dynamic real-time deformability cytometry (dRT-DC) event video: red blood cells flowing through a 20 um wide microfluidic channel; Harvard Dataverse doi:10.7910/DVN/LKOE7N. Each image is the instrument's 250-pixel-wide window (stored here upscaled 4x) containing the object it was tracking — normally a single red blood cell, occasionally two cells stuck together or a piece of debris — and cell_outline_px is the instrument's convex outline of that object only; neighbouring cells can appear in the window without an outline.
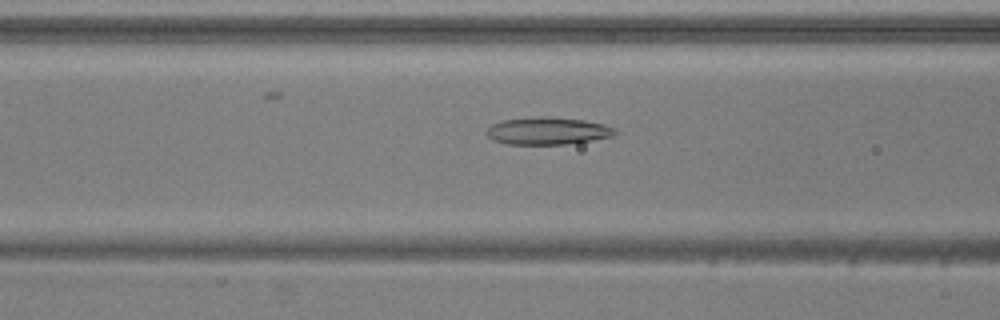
{"species": "common noctule bat (a hibernating species)", "species_latin": "Nyctalus noctula", "temperature_condition": "warm", "stored_images_in_passage": 41, "camera_frame_rate_fps": 3000, "um_per_image_px": 0.085, "animal": {"sex": "male", "body_mass_g": 20.5, "forearm_length_mm": 52.5}, "frame": {"image": 1, "passage_image": 9, "time_ms": 2.667, "image_size_px": [1000, 320], "cell_outline_px": [[616, 132], [612, 136], [592, 140], [564, 144], [504, 144], [492, 140], [484, 132], [492, 124], [504, 120], [540, 116], [552, 116], [584, 120], [604, 124], [616, 128]], "centroid_in_image_um": [46.53, 11.12], "position_along_channel_um": 120.1, "area_um2": 20.58}}
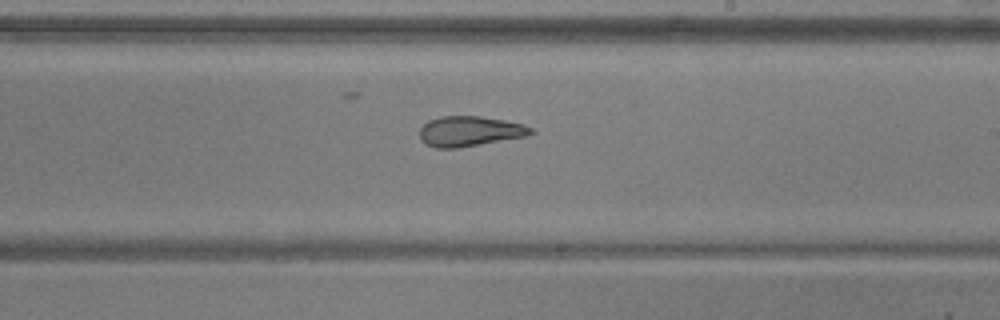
{"frame": {"image": 2, "passage_image": 19, "time_ms": 6.0, "image_size_px": [1000, 320], "cell_outline_px": [[536, 132], [528, 136], [456, 148], [436, 148], [424, 144], [420, 140], [420, 128], [428, 120], [440, 116], [480, 116], [504, 120], [524, 124], [532, 128]], "centroid_in_image_um": [39.92, 11.15], "position_along_channel_um": 249.1, "area_um2": 19.71}}
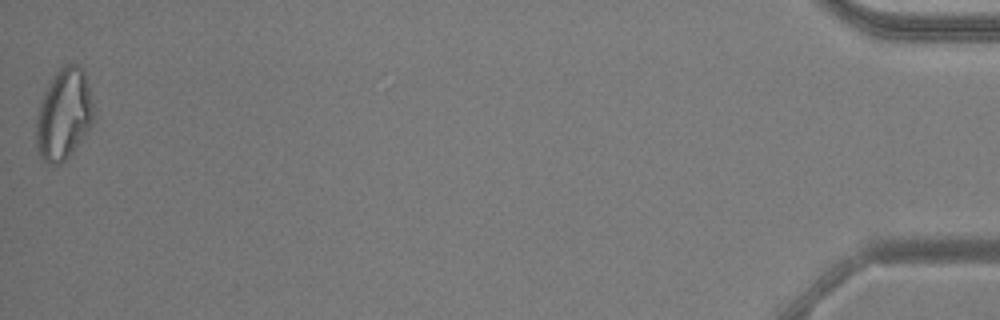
{"frame": {"image": 3, "passage_image": 41, "time_ms": 13.333, "image_size_px": [1000, 320], "cell_outline_px": [[92, 124], [72, 152], [60, 164], [48, 164], [40, 156], [36, 144], [36, 124], [40, 104], [48, 84], [52, 76], [64, 64], [76, 64], [84, 72], [88, 84], [92, 100]], "centroid_in_image_um": [5.41, 9.72], "position_along_channel_um": 429.8, "area_um2": 29.94}, "authors_computed_cell_mechanics": {"area_um2": 22.0218, "velocity_mm_per_s": 3.859, "shape_relaxation_time_tau1_ms": null, "shape_relaxation_time_tau2_ms": 3.1856, "deformation_change_tau1": null, "deformation_change_tau2": 0.1279}}